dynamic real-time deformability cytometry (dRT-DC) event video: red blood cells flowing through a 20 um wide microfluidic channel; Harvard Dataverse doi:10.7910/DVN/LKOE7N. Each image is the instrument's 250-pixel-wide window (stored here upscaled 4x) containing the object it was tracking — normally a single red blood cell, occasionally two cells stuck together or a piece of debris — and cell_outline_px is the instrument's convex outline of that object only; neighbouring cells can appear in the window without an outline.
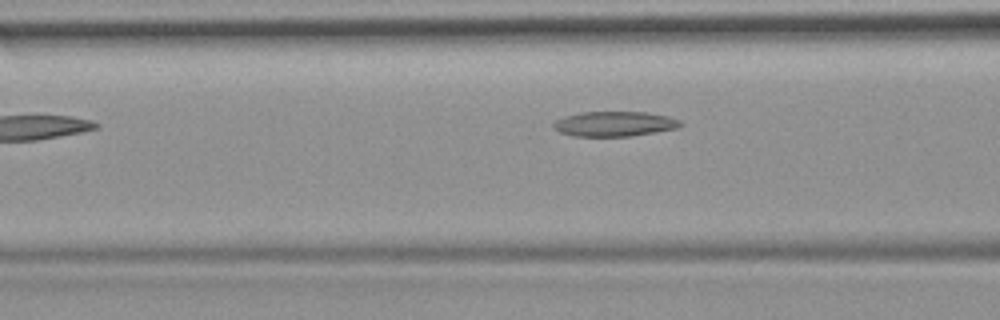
{"species": "common noctule bat (a hibernating species)", "species_latin": "Nyctalus noctula", "temperature_condition": "room temperature", "stored_images_in_passage": 9, "camera_frame_rate_fps": 3000, "um_per_image_px": 0.085, "animal": {"sex": "female", "body_mass_g": 19.9}, "frame": {"image": 1, "passage_image": 6, "time_ms": 1.667, "image_size_px": [1000, 320], "cell_outline_px": [[684, 124], [676, 128], [632, 136], [572, 136], [560, 132], [552, 128], [552, 124], [556, 120], [564, 116], [580, 112], [648, 112], [668, 116], [680, 120]], "centroid_in_image_um": [52.21, 10.52], "position_along_channel_um": 114.4, "area_um2": 18.55}}